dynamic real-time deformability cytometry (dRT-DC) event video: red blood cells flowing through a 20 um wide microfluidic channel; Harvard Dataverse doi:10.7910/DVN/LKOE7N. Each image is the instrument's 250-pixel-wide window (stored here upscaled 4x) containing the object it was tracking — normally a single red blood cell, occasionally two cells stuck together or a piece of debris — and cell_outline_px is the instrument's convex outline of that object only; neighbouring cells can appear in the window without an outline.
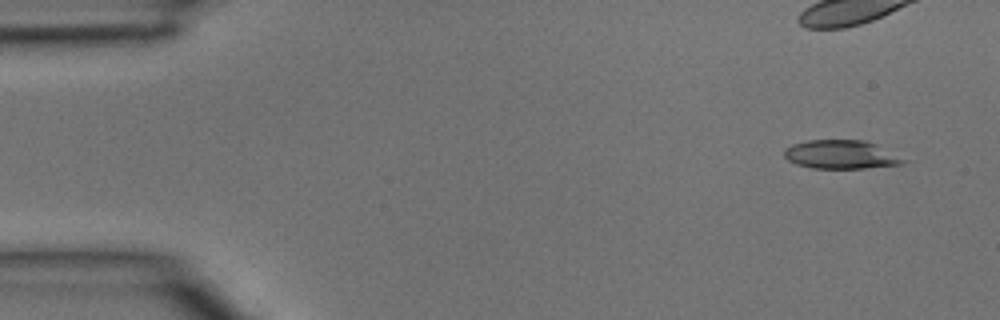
{"species": "common noctule bat (a hibernating species)", "species_latin": "Nyctalus noctula", "temperature_condition": "room temperature", "stored_images_in_passage": 3, "camera_frame_rate_fps": 3000, "um_per_image_px": 0.085, "animal": {"sex": "male", "body_mass_g": 15.6}, "frame": {"image": 1, "passage_image": 1, "time_ms": 0.0, "image_size_px": [1000, 320], "cell_outline_px": [[912, 160], [904, 164], [864, 168], [812, 168], [796, 164], [788, 160], [784, 156], [784, 148], [792, 144], [808, 140], [864, 140], [876, 144]], "centroid_in_image_um": [71.56, 13.14], "position_along_channel_um": 13.4, "area_um2": 20.23}}